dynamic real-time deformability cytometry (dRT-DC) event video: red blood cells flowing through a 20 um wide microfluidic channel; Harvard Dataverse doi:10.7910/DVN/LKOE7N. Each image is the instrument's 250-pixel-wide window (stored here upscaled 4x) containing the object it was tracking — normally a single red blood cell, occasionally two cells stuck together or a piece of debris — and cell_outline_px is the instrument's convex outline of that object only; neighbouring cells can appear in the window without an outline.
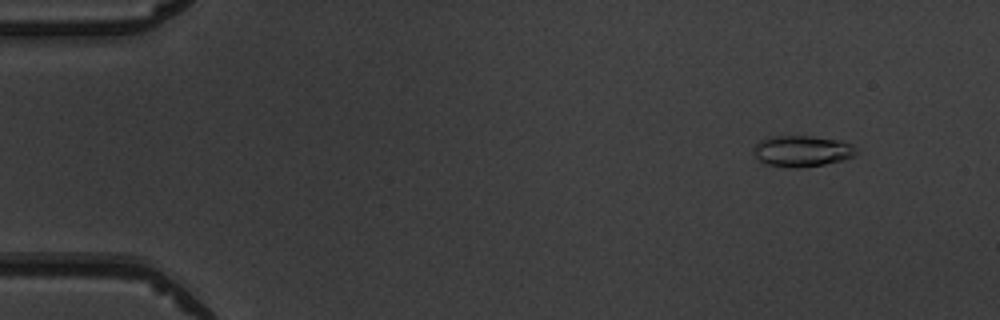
{"species": "common noctule bat (a hibernating species)", "species_latin": "Nyctalus noctula", "temperature_condition": "warm", "stored_images_in_passage": 4, "camera_frame_rate_fps": 3000, "um_per_image_px": 0.085, "animal": {"sex": "male", "body_mass_g": 19.5, "forearm_length_mm": 54.6}, "frame": {"image": 1, "passage_image": 2, "time_ms": 1.333, "image_size_px": [1000, 320], "cell_outline_px": [[856, 152], [852, 156], [844, 160], [824, 164], [796, 168], [792, 168], [768, 164], [760, 160], [756, 156], [756, 144], [764, 136], [812, 136], [844, 140], [852, 144], [856, 148]], "centroid_in_image_um": [68.22, 12.82], "position_along_channel_um": 16.8, "area_um2": 18.55}}